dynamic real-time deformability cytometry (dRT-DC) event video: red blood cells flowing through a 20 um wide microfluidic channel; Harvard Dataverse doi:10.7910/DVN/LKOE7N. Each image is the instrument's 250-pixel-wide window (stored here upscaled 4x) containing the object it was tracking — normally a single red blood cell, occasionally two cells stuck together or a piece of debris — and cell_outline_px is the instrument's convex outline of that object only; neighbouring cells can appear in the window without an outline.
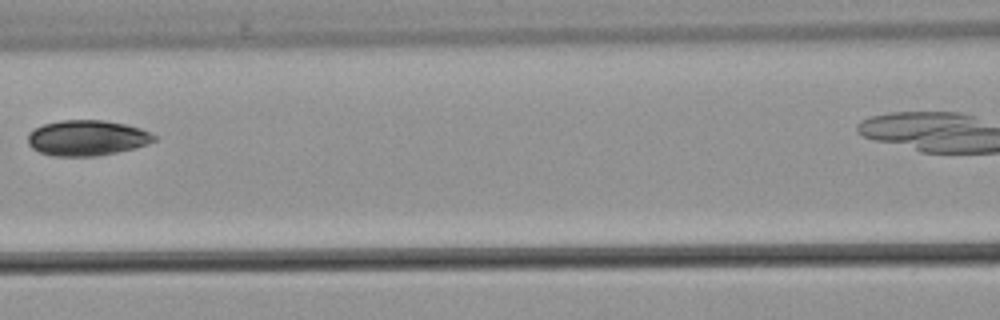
{"species": "common noctule bat (a hibernating species)", "species_latin": "Nyctalus noctula", "temperature_condition": "warm", "stored_images_in_passage": 7, "camera_frame_rate_fps": 3000, "um_per_image_px": 0.085, "animal": {"sex": "male", "body_mass_g": 21.5, "forearm_length_mm": 52.0}, "frame": {"image": 1, "passage_image": 6, "time_ms": 6.333, "image_size_px": [1000, 320], "cell_outline_px": [[156, 140], [148, 144], [116, 152], [96, 156], [52, 156], [40, 152], [32, 148], [28, 144], [28, 132], [44, 124], [60, 120], [104, 120], [124, 124], [140, 128], [156, 136]], "centroid_in_image_um": [7.37, 11.72], "position_along_channel_um": 159.2, "area_um2": 26.01}}